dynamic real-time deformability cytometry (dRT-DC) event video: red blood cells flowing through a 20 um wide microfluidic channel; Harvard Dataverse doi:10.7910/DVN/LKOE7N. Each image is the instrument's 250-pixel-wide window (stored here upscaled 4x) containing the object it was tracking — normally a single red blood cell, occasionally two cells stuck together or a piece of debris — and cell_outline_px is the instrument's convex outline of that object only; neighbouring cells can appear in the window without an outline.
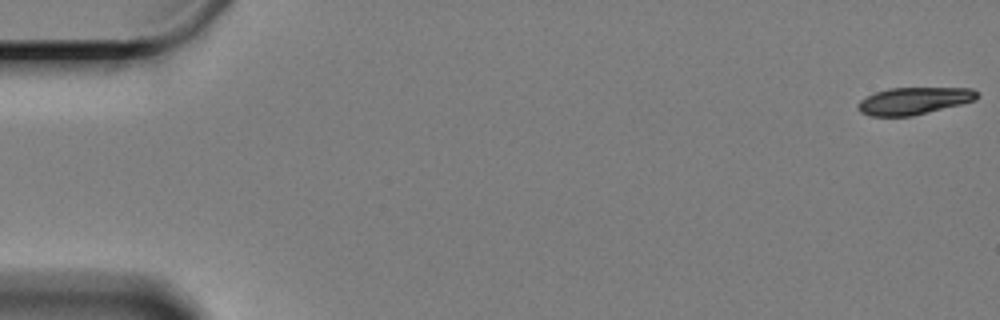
{"species": "Egyptian fruit bat (a non-hibernating species)", "species_latin": "Rousettus aegyptiacus", "temperature_condition": "cold", "stored_images_in_passage": 61, "camera_frame_rate_fps": 3000, "um_per_image_px": 0.085, "animal": {"sex": "female"}, "frame": {"image": 1, "passage_image": 1, "time_ms": 0.0, "image_size_px": [1000, 320], "cell_outline_px": [[980, 96], [976, 100], [912, 116], [872, 116], [860, 112], [856, 108], [856, 104], [860, 100], [876, 92], [888, 88], [972, 88], [980, 92]], "centroid_in_image_um": [77.69, 8.57], "position_along_channel_um": 7.3, "area_um2": 18.9}}
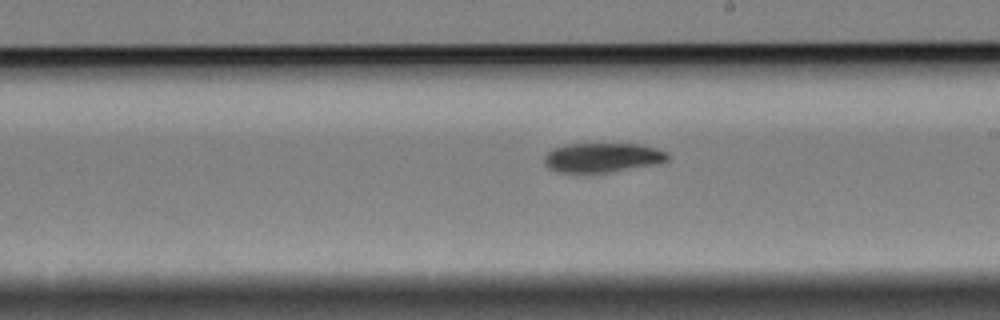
{"frame": {"image": 2, "passage_image": 35, "time_ms": 11.333, "image_size_px": [1000, 320], "cell_outline_px": [[668, 160], [656, 164], [608, 172], [560, 172], [544, 164], [544, 156], [552, 148], [564, 144], [640, 144], [656, 148], [668, 152]], "centroid_in_image_um": [51.21, 13.38], "position_along_channel_um": 237.8, "area_um2": 20.98}}
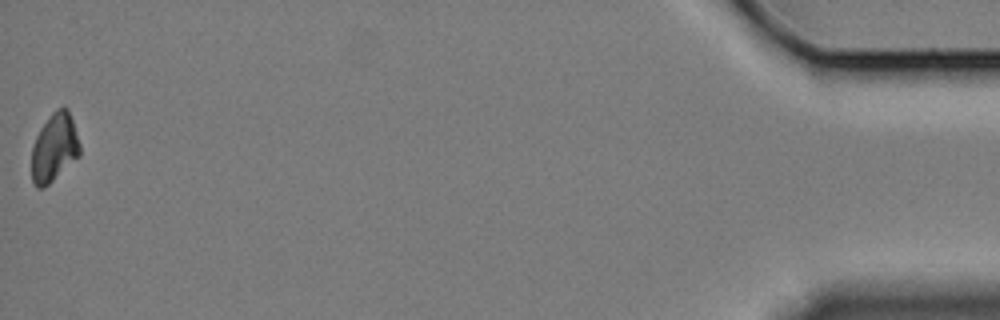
{"frame": {"image": 3, "passage_image": 61, "time_ms": 20.0, "image_size_px": [1000, 320], "cell_outline_px": [[80, 156], [44, 188], [36, 188], [32, 180], [32, 148], [36, 136], [40, 128], [52, 112], [56, 108], [64, 104], [68, 108], [80, 144]], "centroid_in_image_um": [4.62, 12.53], "position_along_channel_um": 430.6, "area_um2": 19.31}, "authors_computed_cell_mechanics": {"area_um2": 20.6346, "velocity_mm_per_s": 3.2863, "shape_relaxation_time_tau1_ms": 2.657, "shape_relaxation_time_tau2_ms": null, "deformation_change_tau1": 0.1218, "deformation_change_tau2": null}}